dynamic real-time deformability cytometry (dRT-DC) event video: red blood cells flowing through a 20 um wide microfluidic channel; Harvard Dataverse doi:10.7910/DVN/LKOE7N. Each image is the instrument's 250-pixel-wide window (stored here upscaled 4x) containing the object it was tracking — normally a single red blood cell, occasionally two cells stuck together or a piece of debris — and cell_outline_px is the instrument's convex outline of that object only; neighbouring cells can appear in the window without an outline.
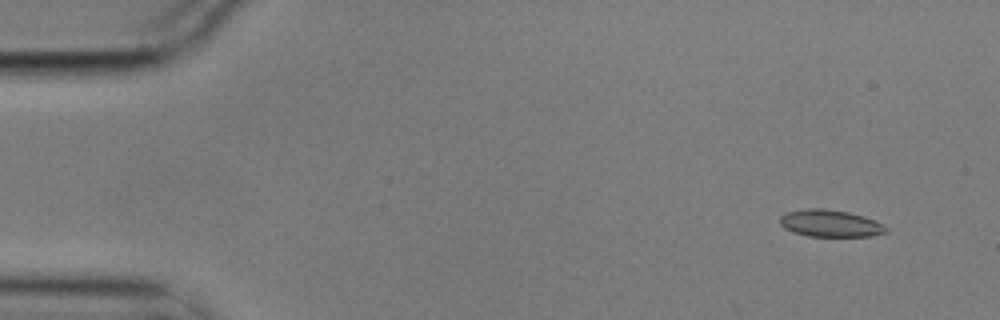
{"species": "common noctule bat (a hibernating species)", "species_latin": "Nyctalus noctula", "temperature_condition": "cold", "stored_images_in_passage": 6, "camera_frame_rate_fps": 3000, "um_per_image_px": 0.085, "animal": {"sex": "male", "body_mass_g": 17.9}, "frame": {"image": 1, "passage_image": 2, "time_ms": 0.333, "image_size_px": [1000, 320], "cell_outline_px": [[888, 232], [872, 236], [808, 236], [784, 228], [780, 224], [780, 216], [788, 212], [804, 208], [824, 208], [848, 212], [864, 216], [884, 224], [888, 228]], "centroid_in_image_um": [70.6, 18.98], "position_along_channel_um": 14.4, "area_um2": 16.76}}
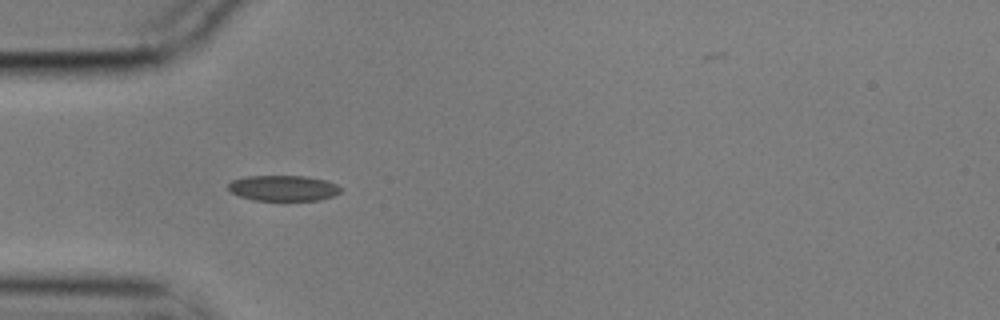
{"frame": {"image": 2, "passage_image": 5, "time_ms": 1.333, "image_size_px": [1000, 320], "cell_outline_px": [[340, 192], [332, 196], [320, 200], [252, 200], [240, 196], [232, 192], [228, 188], [228, 184], [232, 180], [244, 176], [308, 176], [324, 180], [336, 184], [340, 188]], "centroid_in_image_um": [24.06, 15.98], "position_along_channel_um": 60.9, "area_um2": 16.7}}
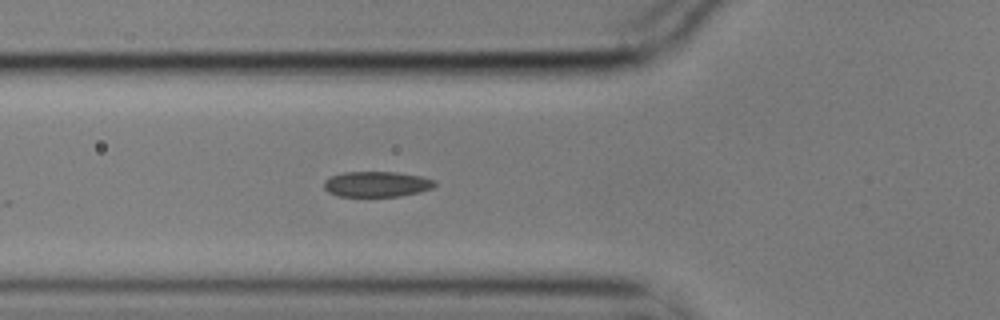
{"frame": {"image": 3, "passage_image": 6, "time_ms": 1.667, "image_size_px": [1000, 320], "cell_outline_px": [[436, 184], [432, 188], [420, 192], [400, 196], [336, 196], [328, 192], [324, 188], [324, 180], [332, 176], [344, 172], [396, 172], [420, 176], [436, 180]], "centroid_in_image_um": [32.02, 15.65], "position_along_channel_um": 93.8, "area_um2": 16.47}}